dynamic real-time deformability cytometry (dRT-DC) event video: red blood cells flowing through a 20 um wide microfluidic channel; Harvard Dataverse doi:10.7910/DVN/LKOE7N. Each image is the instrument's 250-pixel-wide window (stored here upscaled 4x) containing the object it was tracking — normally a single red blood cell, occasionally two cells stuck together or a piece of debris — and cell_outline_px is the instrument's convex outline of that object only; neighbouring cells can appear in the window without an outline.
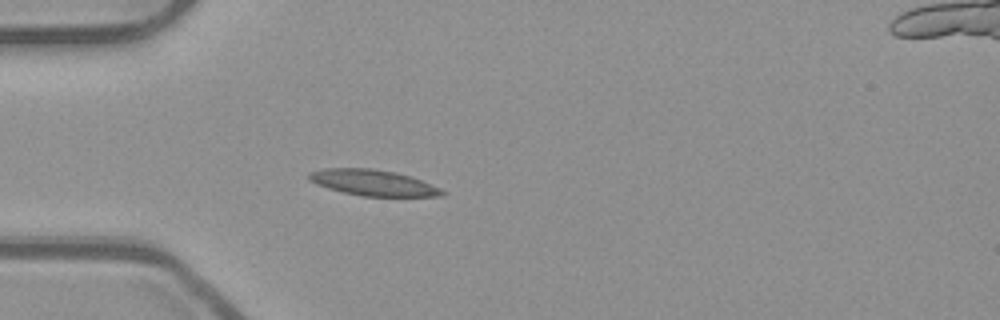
{"species": "common noctule bat (a hibernating species)", "species_latin": "Nyctalus noctula", "temperature_condition": "room temperature", "stored_images_in_passage": 31, "camera_frame_rate_fps": 3000, "um_per_image_px": 0.085, "animal": {"sex": "male", "body_mass_g": 23.1, "forearm_length_mm": 52.7}, "frame": {"image": 1, "passage_image": 1, "time_ms": 0.0, "image_size_px": [1000, 320], "cell_outline_px": [[448, 192], [440, 196], [360, 196], [328, 188], [316, 184], [308, 180], [308, 172], [324, 168], [372, 168], [396, 172], [412, 176], [440, 188]], "centroid_in_image_um": [31.7, 15.52], "position_along_channel_um": 53.3, "area_um2": 20.23}}
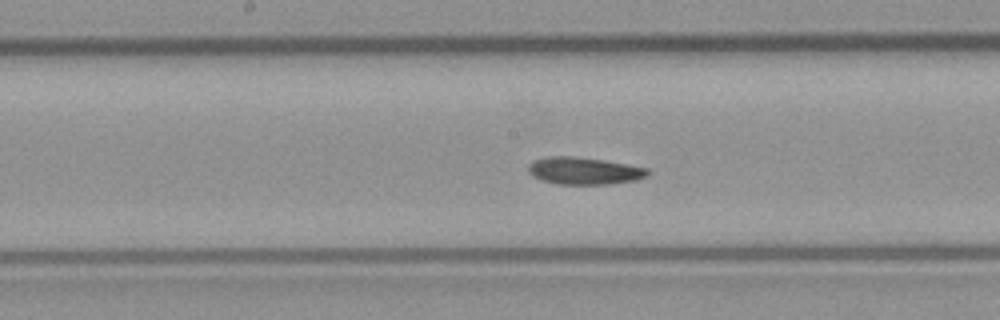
{"frame": {"image": 2, "passage_image": 13, "time_ms": 4.0, "image_size_px": [1000, 320], "cell_outline_px": [[648, 176], [636, 180], [608, 184], [556, 184], [540, 180], [532, 176], [528, 172], [528, 164], [532, 160], [548, 156], [572, 156], [604, 160], [648, 168]], "centroid_in_image_um": [49.6, 14.52], "position_along_channel_um": 198.6, "area_um2": 19.07}}
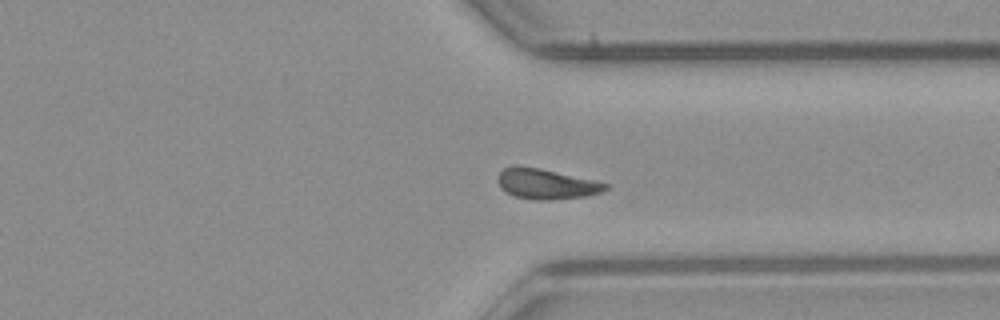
{"frame": {"image": 3, "passage_image": 26, "time_ms": 8.333, "image_size_px": [1000, 320], "cell_outline_px": [[608, 188], [600, 192], [588, 196], [548, 200], [532, 200], [512, 196], [500, 188], [500, 172], [504, 168], [512, 164], [516, 164], [596, 180], [608, 184]], "centroid_in_image_um": [46.42, 15.64], "position_along_channel_um": 365.0, "area_um2": 18.96}}